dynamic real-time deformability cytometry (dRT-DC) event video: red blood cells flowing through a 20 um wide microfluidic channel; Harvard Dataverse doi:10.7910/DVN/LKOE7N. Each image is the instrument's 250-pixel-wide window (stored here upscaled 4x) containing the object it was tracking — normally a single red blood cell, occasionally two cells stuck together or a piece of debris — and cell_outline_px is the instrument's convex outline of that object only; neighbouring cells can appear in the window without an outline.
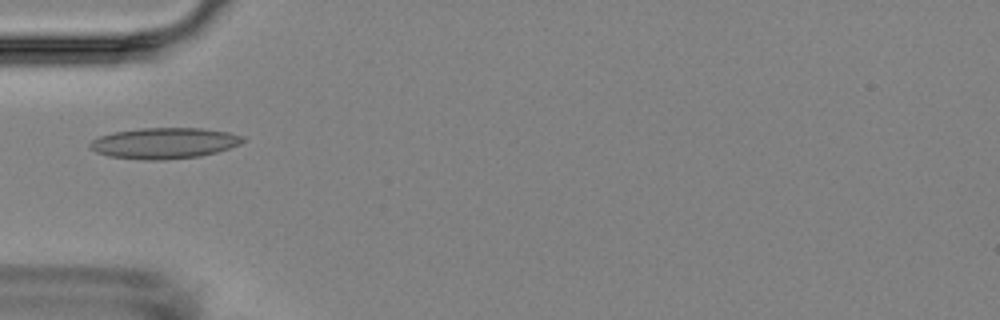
{"species": "Egyptian fruit bat (a non-hibernating species)", "species_latin": "Rousettus aegyptiacus", "temperature_condition": "room temperature", "stored_images_in_passage": 6, "camera_frame_rate_fps": 3000, "um_per_image_px": 0.085, "animal": {"sex": "female"}, "frame": {"image": 1, "passage_image": 6, "time_ms": 5.667, "image_size_px": [1000, 320], "cell_outline_px": [[248, 140], [240, 144], [216, 152], [200, 156], [164, 160], [144, 160], [108, 156], [96, 152], [88, 148], [88, 144], [92, 140], [100, 136], [112, 132], [140, 128], [200, 128], [228, 132], [244, 136]], "centroid_in_image_um": [13.95, 12.17], "position_along_channel_um": 71.1, "area_um2": 27.74}}